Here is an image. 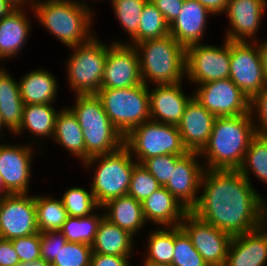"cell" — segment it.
<instances>
[{
  "label": "cell",
  "mask_w": 267,
  "mask_h": 266,
  "mask_svg": "<svg viewBox=\"0 0 267 266\" xmlns=\"http://www.w3.org/2000/svg\"><path fill=\"white\" fill-rule=\"evenodd\" d=\"M19 262L11 240L0 238V266H16Z\"/></svg>",
  "instance_id": "7dc6e473"
},
{
  "label": "cell",
  "mask_w": 267,
  "mask_h": 266,
  "mask_svg": "<svg viewBox=\"0 0 267 266\" xmlns=\"http://www.w3.org/2000/svg\"><path fill=\"white\" fill-rule=\"evenodd\" d=\"M163 14L166 22L170 25L179 15L184 0H150Z\"/></svg>",
  "instance_id": "f6af8a7d"
},
{
  "label": "cell",
  "mask_w": 267,
  "mask_h": 266,
  "mask_svg": "<svg viewBox=\"0 0 267 266\" xmlns=\"http://www.w3.org/2000/svg\"><path fill=\"white\" fill-rule=\"evenodd\" d=\"M266 9L267 0H229L225 12L231 28L224 38L233 42H257L256 34Z\"/></svg>",
  "instance_id": "ac0fdd59"
},
{
  "label": "cell",
  "mask_w": 267,
  "mask_h": 266,
  "mask_svg": "<svg viewBox=\"0 0 267 266\" xmlns=\"http://www.w3.org/2000/svg\"><path fill=\"white\" fill-rule=\"evenodd\" d=\"M186 78L192 84L229 78L230 41L224 39L217 47L209 44H192L185 48Z\"/></svg>",
  "instance_id": "30bf717a"
},
{
  "label": "cell",
  "mask_w": 267,
  "mask_h": 266,
  "mask_svg": "<svg viewBox=\"0 0 267 266\" xmlns=\"http://www.w3.org/2000/svg\"><path fill=\"white\" fill-rule=\"evenodd\" d=\"M182 155H161L146 159L142 165L153 175L161 187H165L172 174V168Z\"/></svg>",
  "instance_id": "60d3db41"
},
{
  "label": "cell",
  "mask_w": 267,
  "mask_h": 266,
  "mask_svg": "<svg viewBox=\"0 0 267 266\" xmlns=\"http://www.w3.org/2000/svg\"><path fill=\"white\" fill-rule=\"evenodd\" d=\"M52 140L64 147L65 151L75 155L82 163L85 162L83 129L69 106L58 112Z\"/></svg>",
  "instance_id": "83f0119b"
},
{
  "label": "cell",
  "mask_w": 267,
  "mask_h": 266,
  "mask_svg": "<svg viewBox=\"0 0 267 266\" xmlns=\"http://www.w3.org/2000/svg\"><path fill=\"white\" fill-rule=\"evenodd\" d=\"M28 6L37 22L68 48L86 43L95 35L90 30L95 14L86 1L36 0Z\"/></svg>",
  "instance_id": "3957f363"
},
{
  "label": "cell",
  "mask_w": 267,
  "mask_h": 266,
  "mask_svg": "<svg viewBox=\"0 0 267 266\" xmlns=\"http://www.w3.org/2000/svg\"><path fill=\"white\" fill-rule=\"evenodd\" d=\"M2 143V144H1ZM0 143V174L9 194H27L32 176V145Z\"/></svg>",
  "instance_id": "e0dca14e"
},
{
  "label": "cell",
  "mask_w": 267,
  "mask_h": 266,
  "mask_svg": "<svg viewBox=\"0 0 267 266\" xmlns=\"http://www.w3.org/2000/svg\"><path fill=\"white\" fill-rule=\"evenodd\" d=\"M91 254L90 245L67 241L51 264L52 266H90Z\"/></svg>",
  "instance_id": "ab89813d"
},
{
  "label": "cell",
  "mask_w": 267,
  "mask_h": 266,
  "mask_svg": "<svg viewBox=\"0 0 267 266\" xmlns=\"http://www.w3.org/2000/svg\"><path fill=\"white\" fill-rule=\"evenodd\" d=\"M17 7L13 0H0V18L7 16Z\"/></svg>",
  "instance_id": "681fc988"
},
{
  "label": "cell",
  "mask_w": 267,
  "mask_h": 266,
  "mask_svg": "<svg viewBox=\"0 0 267 266\" xmlns=\"http://www.w3.org/2000/svg\"><path fill=\"white\" fill-rule=\"evenodd\" d=\"M257 44H258L259 49H260L262 62H263L264 74H265V77L267 79V39L264 38V41L258 40Z\"/></svg>",
  "instance_id": "f907efd6"
},
{
  "label": "cell",
  "mask_w": 267,
  "mask_h": 266,
  "mask_svg": "<svg viewBox=\"0 0 267 266\" xmlns=\"http://www.w3.org/2000/svg\"><path fill=\"white\" fill-rule=\"evenodd\" d=\"M229 78L249 100L267 86L257 42L230 41Z\"/></svg>",
  "instance_id": "8fae6325"
},
{
  "label": "cell",
  "mask_w": 267,
  "mask_h": 266,
  "mask_svg": "<svg viewBox=\"0 0 267 266\" xmlns=\"http://www.w3.org/2000/svg\"><path fill=\"white\" fill-rule=\"evenodd\" d=\"M238 171L250 182L251 172L267 185V135L257 134L251 141ZM250 173V174H249Z\"/></svg>",
  "instance_id": "d6a6232c"
},
{
  "label": "cell",
  "mask_w": 267,
  "mask_h": 266,
  "mask_svg": "<svg viewBox=\"0 0 267 266\" xmlns=\"http://www.w3.org/2000/svg\"><path fill=\"white\" fill-rule=\"evenodd\" d=\"M130 257L92 253L90 266H131Z\"/></svg>",
  "instance_id": "bcb514c9"
},
{
  "label": "cell",
  "mask_w": 267,
  "mask_h": 266,
  "mask_svg": "<svg viewBox=\"0 0 267 266\" xmlns=\"http://www.w3.org/2000/svg\"><path fill=\"white\" fill-rule=\"evenodd\" d=\"M8 72L0 67V114L8 131L13 135L22 122L24 103L18 81Z\"/></svg>",
  "instance_id": "f1b7e54d"
},
{
  "label": "cell",
  "mask_w": 267,
  "mask_h": 266,
  "mask_svg": "<svg viewBox=\"0 0 267 266\" xmlns=\"http://www.w3.org/2000/svg\"><path fill=\"white\" fill-rule=\"evenodd\" d=\"M148 0H111V7L113 13L117 17V21L122 25L132 38L139 29L140 17Z\"/></svg>",
  "instance_id": "8d00e7d4"
},
{
  "label": "cell",
  "mask_w": 267,
  "mask_h": 266,
  "mask_svg": "<svg viewBox=\"0 0 267 266\" xmlns=\"http://www.w3.org/2000/svg\"><path fill=\"white\" fill-rule=\"evenodd\" d=\"M34 1L35 0H24V5L28 6L29 4H31Z\"/></svg>",
  "instance_id": "6f0895ef"
},
{
  "label": "cell",
  "mask_w": 267,
  "mask_h": 266,
  "mask_svg": "<svg viewBox=\"0 0 267 266\" xmlns=\"http://www.w3.org/2000/svg\"><path fill=\"white\" fill-rule=\"evenodd\" d=\"M160 187L153 175L142 164L137 163L133 168L127 195L143 202Z\"/></svg>",
  "instance_id": "f35d334b"
},
{
  "label": "cell",
  "mask_w": 267,
  "mask_h": 266,
  "mask_svg": "<svg viewBox=\"0 0 267 266\" xmlns=\"http://www.w3.org/2000/svg\"><path fill=\"white\" fill-rule=\"evenodd\" d=\"M62 195L60 198L70 217H86L101 208L91 189L87 191L83 187H68Z\"/></svg>",
  "instance_id": "d590c367"
},
{
  "label": "cell",
  "mask_w": 267,
  "mask_h": 266,
  "mask_svg": "<svg viewBox=\"0 0 267 266\" xmlns=\"http://www.w3.org/2000/svg\"><path fill=\"white\" fill-rule=\"evenodd\" d=\"M181 228L209 266H224L232 236L188 212Z\"/></svg>",
  "instance_id": "4fadbf2b"
},
{
  "label": "cell",
  "mask_w": 267,
  "mask_h": 266,
  "mask_svg": "<svg viewBox=\"0 0 267 266\" xmlns=\"http://www.w3.org/2000/svg\"><path fill=\"white\" fill-rule=\"evenodd\" d=\"M207 8L212 15L225 13L229 0H196Z\"/></svg>",
  "instance_id": "c3c4849f"
},
{
  "label": "cell",
  "mask_w": 267,
  "mask_h": 266,
  "mask_svg": "<svg viewBox=\"0 0 267 266\" xmlns=\"http://www.w3.org/2000/svg\"><path fill=\"white\" fill-rule=\"evenodd\" d=\"M101 209L106 219L134 237L146 225L141 202L129 195L111 199Z\"/></svg>",
  "instance_id": "484cf974"
},
{
  "label": "cell",
  "mask_w": 267,
  "mask_h": 266,
  "mask_svg": "<svg viewBox=\"0 0 267 266\" xmlns=\"http://www.w3.org/2000/svg\"><path fill=\"white\" fill-rule=\"evenodd\" d=\"M16 266H52L50 262L42 259L41 257L30 262H19Z\"/></svg>",
  "instance_id": "816d5d0a"
},
{
  "label": "cell",
  "mask_w": 267,
  "mask_h": 266,
  "mask_svg": "<svg viewBox=\"0 0 267 266\" xmlns=\"http://www.w3.org/2000/svg\"><path fill=\"white\" fill-rule=\"evenodd\" d=\"M196 88L193 98L216 117L249 113L250 100L230 78L199 84Z\"/></svg>",
  "instance_id": "7c38bea8"
},
{
  "label": "cell",
  "mask_w": 267,
  "mask_h": 266,
  "mask_svg": "<svg viewBox=\"0 0 267 266\" xmlns=\"http://www.w3.org/2000/svg\"><path fill=\"white\" fill-rule=\"evenodd\" d=\"M60 110L54 109L52 104H29L24 105L22 122L20 127L13 133L20 135L29 131L33 136L39 138L53 137L55 120ZM25 130V131H24Z\"/></svg>",
  "instance_id": "f546056e"
},
{
  "label": "cell",
  "mask_w": 267,
  "mask_h": 266,
  "mask_svg": "<svg viewBox=\"0 0 267 266\" xmlns=\"http://www.w3.org/2000/svg\"><path fill=\"white\" fill-rule=\"evenodd\" d=\"M210 15L211 12L198 1L184 0L181 12L169 25L170 34L184 48L202 43L207 28V18Z\"/></svg>",
  "instance_id": "7402d4cb"
},
{
  "label": "cell",
  "mask_w": 267,
  "mask_h": 266,
  "mask_svg": "<svg viewBox=\"0 0 267 266\" xmlns=\"http://www.w3.org/2000/svg\"><path fill=\"white\" fill-rule=\"evenodd\" d=\"M141 205L145 221L158 227L179 226L189 212L165 187L154 191Z\"/></svg>",
  "instance_id": "603a6c76"
},
{
  "label": "cell",
  "mask_w": 267,
  "mask_h": 266,
  "mask_svg": "<svg viewBox=\"0 0 267 266\" xmlns=\"http://www.w3.org/2000/svg\"><path fill=\"white\" fill-rule=\"evenodd\" d=\"M136 164L124 145L113 153L94 156L83 163V167H93L95 171L90 189L100 207L111 199L127 195Z\"/></svg>",
  "instance_id": "8992f818"
},
{
  "label": "cell",
  "mask_w": 267,
  "mask_h": 266,
  "mask_svg": "<svg viewBox=\"0 0 267 266\" xmlns=\"http://www.w3.org/2000/svg\"><path fill=\"white\" fill-rule=\"evenodd\" d=\"M34 199L38 231H60L68 217L61 198L37 195Z\"/></svg>",
  "instance_id": "1f68e13d"
},
{
  "label": "cell",
  "mask_w": 267,
  "mask_h": 266,
  "mask_svg": "<svg viewBox=\"0 0 267 266\" xmlns=\"http://www.w3.org/2000/svg\"><path fill=\"white\" fill-rule=\"evenodd\" d=\"M67 240L60 231L40 232L41 258L52 263Z\"/></svg>",
  "instance_id": "7bdbcfd3"
},
{
  "label": "cell",
  "mask_w": 267,
  "mask_h": 266,
  "mask_svg": "<svg viewBox=\"0 0 267 266\" xmlns=\"http://www.w3.org/2000/svg\"><path fill=\"white\" fill-rule=\"evenodd\" d=\"M73 51L67 59V80L75 95L97 94L101 89L107 44L94 35L81 45L70 47Z\"/></svg>",
  "instance_id": "ba28073f"
},
{
  "label": "cell",
  "mask_w": 267,
  "mask_h": 266,
  "mask_svg": "<svg viewBox=\"0 0 267 266\" xmlns=\"http://www.w3.org/2000/svg\"><path fill=\"white\" fill-rule=\"evenodd\" d=\"M181 85L182 82L154 84L149 89L150 120L172 125L181 122L186 105L193 98V93L186 96Z\"/></svg>",
  "instance_id": "d6986e66"
},
{
  "label": "cell",
  "mask_w": 267,
  "mask_h": 266,
  "mask_svg": "<svg viewBox=\"0 0 267 266\" xmlns=\"http://www.w3.org/2000/svg\"><path fill=\"white\" fill-rule=\"evenodd\" d=\"M249 112L257 134L267 135V86L250 99Z\"/></svg>",
  "instance_id": "b9f144b4"
},
{
  "label": "cell",
  "mask_w": 267,
  "mask_h": 266,
  "mask_svg": "<svg viewBox=\"0 0 267 266\" xmlns=\"http://www.w3.org/2000/svg\"><path fill=\"white\" fill-rule=\"evenodd\" d=\"M267 222L261 227L232 236L224 266H266Z\"/></svg>",
  "instance_id": "44dd1931"
},
{
  "label": "cell",
  "mask_w": 267,
  "mask_h": 266,
  "mask_svg": "<svg viewBox=\"0 0 267 266\" xmlns=\"http://www.w3.org/2000/svg\"><path fill=\"white\" fill-rule=\"evenodd\" d=\"M124 146L137 163L161 155H184L185 148L177 125L152 120L143 122L124 137Z\"/></svg>",
  "instance_id": "9c48e42d"
},
{
  "label": "cell",
  "mask_w": 267,
  "mask_h": 266,
  "mask_svg": "<svg viewBox=\"0 0 267 266\" xmlns=\"http://www.w3.org/2000/svg\"><path fill=\"white\" fill-rule=\"evenodd\" d=\"M200 157L198 152H187L182 155L172 168L171 178L165 186L189 211L198 202L199 196L197 195L200 193L201 179L205 171Z\"/></svg>",
  "instance_id": "2e32d148"
},
{
  "label": "cell",
  "mask_w": 267,
  "mask_h": 266,
  "mask_svg": "<svg viewBox=\"0 0 267 266\" xmlns=\"http://www.w3.org/2000/svg\"><path fill=\"white\" fill-rule=\"evenodd\" d=\"M21 262H30L41 257L40 232L11 240Z\"/></svg>",
  "instance_id": "ee69618b"
},
{
  "label": "cell",
  "mask_w": 267,
  "mask_h": 266,
  "mask_svg": "<svg viewBox=\"0 0 267 266\" xmlns=\"http://www.w3.org/2000/svg\"><path fill=\"white\" fill-rule=\"evenodd\" d=\"M3 127H4V128H7V127L5 126V124H4V122H3L2 117H1V114H0V131H1V132H0V137H1L0 139H1V140H3V138H4L3 136H5V135L2 134V132H3ZM1 129H2V130H1Z\"/></svg>",
  "instance_id": "11a10c76"
},
{
  "label": "cell",
  "mask_w": 267,
  "mask_h": 266,
  "mask_svg": "<svg viewBox=\"0 0 267 266\" xmlns=\"http://www.w3.org/2000/svg\"><path fill=\"white\" fill-rule=\"evenodd\" d=\"M257 135L250 112L217 117L207 145L200 152L205 169L238 170Z\"/></svg>",
  "instance_id": "7a4b0ae2"
},
{
  "label": "cell",
  "mask_w": 267,
  "mask_h": 266,
  "mask_svg": "<svg viewBox=\"0 0 267 266\" xmlns=\"http://www.w3.org/2000/svg\"><path fill=\"white\" fill-rule=\"evenodd\" d=\"M9 195V193L6 191L5 187H4V182L2 179V176L0 174V199L3 198L4 196Z\"/></svg>",
  "instance_id": "f5cc1de1"
},
{
  "label": "cell",
  "mask_w": 267,
  "mask_h": 266,
  "mask_svg": "<svg viewBox=\"0 0 267 266\" xmlns=\"http://www.w3.org/2000/svg\"><path fill=\"white\" fill-rule=\"evenodd\" d=\"M38 232L34 195L9 194L0 199V238L12 240Z\"/></svg>",
  "instance_id": "5bb4252c"
},
{
  "label": "cell",
  "mask_w": 267,
  "mask_h": 266,
  "mask_svg": "<svg viewBox=\"0 0 267 266\" xmlns=\"http://www.w3.org/2000/svg\"><path fill=\"white\" fill-rule=\"evenodd\" d=\"M18 6L24 5V0H13Z\"/></svg>",
  "instance_id": "9f6ffc18"
},
{
  "label": "cell",
  "mask_w": 267,
  "mask_h": 266,
  "mask_svg": "<svg viewBox=\"0 0 267 266\" xmlns=\"http://www.w3.org/2000/svg\"><path fill=\"white\" fill-rule=\"evenodd\" d=\"M69 107L83 129L85 162L94 156L109 154L124 145V137L110 122L101 100L96 94L74 95Z\"/></svg>",
  "instance_id": "5b68a950"
},
{
  "label": "cell",
  "mask_w": 267,
  "mask_h": 266,
  "mask_svg": "<svg viewBox=\"0 0 267 266\" xmlns=\"http://www.w3.org/2000/svg\"><path fill=\"white\" fill-rule=\"evenodd\" d=\"M139 56L142 82L174 84L186 77L185 48L171 35L134 45ZM184 78V79H183Z\"/></svg>",
  "instance_id": "277c9868"
},
{
  "label": "cell",
  "mask_w": 267,
  "mask_h": 266,
  "mask_svg": "<svg viewBox=\"0 0 267 266\" xmlns=\"http://www.w3.org/2000/svg\"><path fill=\"white\" fill-rule=\"evenodd\" d=\"M147 237L148 252L144 260L158 264H172L175 247V227H160L153 230Z\"/></svg>",
  "instance_id": "836d02e7"
},
{
  "label": "cell",
  "mask_w": 267,
  "mask_h": 266,
  "mask_svg": "<svg viewBox=\"0 0 267 266\" xmlns=\"http://www.w3.org/2000/svg\"><path fill=\"white\" fill-rule=\"evenodd\" d=\"M96 95L110 122L123 137L150 120L149 86L144 83L121 89H100Z\"/></svg>",
  "instance_id": "52a82bcc"
},
{
  "label": "cell",
  "mask_w": 267,
  "mask_h": 266,
  "mask_svg": "<svg viewBox=\"0 0 267 266\" xmlns=\"http://www.w3.org/2000/svg\"><path fill=\"white\" fill-rule=\"evenodd\" d=\"M142 83L136 48L126 43L107 45L101 89H121Z\"/></svg>",
  "instance_id": "9a60e30c"
},
{
  "label": "cell",
  "mask_w": 267,
  "mask_h": 266,
  "mask_svg": "<svg viewBox=\"0 0 267 266\" xmlns=\"http://www.w3.org/2000/svg\"><path fill=\"white\" fill-rule=\"evenodd\" d=\"M197 204L200 220L231 236L253 231L267 222V201L238 170L205 169Z\"/></svg>",
  "instance_id": "6da1fadb"
},
{
  "label": "cell",
  "mask_w": 267,
  "mask_h": 266,
  "mask_svg": "<svg viewBox=\"0 0 267 266\" xmlns=\"http://www.w3.org/2000/svg\"><path fill=\"white\" fill-rule=\"evenodd\" d=\"M142 265L143 266H172V265H167V264H158V263H153V262H150V261H146V260H142Z\"/></svg>",
  "instance_id": "db71d44e"
},
{
  "label": "cell",
  "mask_w": 267,
  "mask_h": 266,
  "mask_svg": "<svg viewBox=\"0 0 267 266\" xmlns=\"http://www.w3.org/2000/svg\"><path fill=\"white\" fill-rule=\"evenodd\" d=\"M170 34L169 24L157 7L148 0L143 8L138 32L131 38V41H112L113 43H126L134 46L135 44L148 40L162 38Z\"/></svg>",
  "instance_id": "4dcf8cb0"
},
{
  "label": "cell",
  "mask_w": 267,
  "mask_h": 266,
  "mask_svg": "<svg viewBox=\"0 0 267 266\" xmlns=\"http://www.w3.org/2000/svg\"><path fill=\"white\" fill-rule=\"evenodd\" d=\"M133 237L104 217L91 245L92 253L131 257L134 249Z\"/></svg>",
  "instance_id": "4316f807"
},
{
  "label": "cell",
  "mask_w": 267,
  "mask_h": 266,
  "mask_svg": "<svg viewBox=\"0 0 267 266\" xmlns=\"http://www.w3.org/2000/svg\"><path fill=\"white\" fill-rule=\"evenodd\" d=\"M58 80L46 69H35L20 78V95L24 105L53 104L57 99Z\"/></svg>",
  "instance_id": "d4e9b609"
},
{
  "label": "cell",
  "mask_w": 267,
  "mask_h": 266,
  "mask_svg": "<svg viewBox=\"0 0 267 266\" xmlns=\"http://www.w3.org/2000/svg\"><path fill=\"white\" fill-rule=\"evenodd\" d=\"M171 265L209 266L180 225L175 226V247Z\"/></svg>",
  "instance_id": "74e56055"
},
{
  "label": "cell",
  "mask_w": 267,
  "mask_h": 266,
  "mask_svg": "<svg viewBox=\"0 0 267 266\" xmlns=\"http://www.w3.org/2000/svg\"><path fill=\"white\" fill-rule=\"evenodd\" d=\"M216 116L192 98L186 105L181 122L177 125L188 152L200 153L207 145Z\"/></svg>",
  "instance_id": "ffe728a7"
},
{
  "label": "cell",
  "mask_w": 267,
  "mask_h": 266,
  "mask_svg": "<svg viewBox=\"0 0 267 266\" xmlns=\"http://www.w3.org/2000/svg\"><path fill=\"white\" fill-rule=\"evenodd\" d=\"M104 217V212L100 215L96 212L86 217L68 216L60 232L69 242L85 243L91 246L94 242L99 224Z\"/></svg>",
  "instance_id": "e575fe53"
},
{
  "label": "cell",
  "mask_w": 267,
  "mask_h": 266,
  "mask_svg": "<svg viewBox=\"0 0 267 266\" xmlns=\"http://www.w3.org/2000/svg\"><path fill=\"white\" fill-rule=\"evenodd\" d=\"M24 5L18 6L10 14L0 18V61L12 59L21 51L31 31V22Z\"/></svg>",
  "instance_id": "cb8c5ba5"
}]
</instances>
